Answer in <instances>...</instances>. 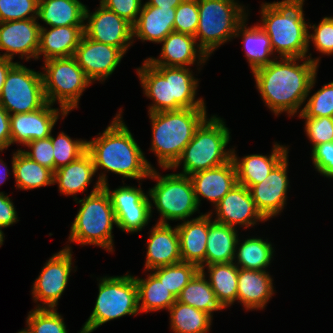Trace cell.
<instances>
[{
    "instance_id": "6da1fadb",
    "label": "cell",
    "mask_w": 333,
    "mask_h": 333,
    "mask_svg": "<svg viewBox=\"0 0 333 333\" xmlns=\"http://www.w3.org/2000/svg\"><path fill=\"white\" fill-rule=\"evenodd\" d=\"M304 59L300 65L296 62ZM318 63L311 54L307 59L280 58L252 72L262 99L275 115L296 114L316 82Z\"/></svg>"
},
{
    "instance_id": "7a4b0ae2",
    "label": "cell",
    "mask_w": 333,
    "mask_h": 333,
    "mask_svg": "<svg viewBox=\"0 0 333 333\" xmlns=\"http://www.w3.org/2000/svg\"><path fill=\"white\" fill-rule=\"evenodd\" d=\"M121 113L116 114L100 137L87 141V152L92 157L96 172L102 168L123 178L142 180L149 177L153 167L122 121Z\"/></svg>"
},
{
    "instance_id": "3957f363",
    "label": "cell",
    "mask_w": 333,
    "mask_h": 333,
    "mask_svg": "<svg viewBox=\"0 0 333 333\" xmlns=\"http://www.w3.org/2000/svg\"><path fill=\"white\" fill-rule=\"evenodd\" d=\"M187 67L152 66L144 60L137 73L144 93L154 102L148 113L206 108L202 98L196 99L198 79Z\"/></svg>"
},
{
    "instance_id": "277c9868",
    "label": "cell",
    "mask_w": 333,
    "mask_h": 333,
    "mask_svg": "<svg viewBox=\"0 0 333 333\" xmlns=\"http://www.w3.org/2000/svg\"><path fill=\"white\" fill-rule=\"evenodd\" d=\"M304 0L264 3L261 28L268 34L273 52L281 58H307L309 28L303 13Z\"/></svg>"
},
{
    "instance_id": "5b68a950",
    "label": "cell",
    "mask_w": 333,
    "mask_h": 333,
    "mask_svg": "<svg viewBox=\"0 0 333 333\" xmlns=\"http://www.w3.org/2000/svg\"><path fill=\"white\" fill-rule=\"evenodd\" d=\"M149 117L152 124L150 150L156 154L160 167L171 169L207 113L206 108H183L149 113Z\"/></svg>"
},
{
    "instance_id": "8992f818",
    "label": "cell",
    "mask_w": 333,
    "mask_h": 333,
    "mask_svg": "<svg viewBox=\"0 0 333 333\" xmlns=\"http://www.w3.org/2000/svg\"><path fill=\"white\" fill-rule=\"evenodd\" d=\"M105 183L107 177L102 173L90 195L77 201L81 207L71 225L69 241L97 245L112 252V229L117 222L109 194L103 188Z\"/></svg>"
},
{
    "instance_id": "52a82bcc",
    "label": "cell",
    "mask_w": 333,
    "mask_h": 333,
    "mask_svg": "<svg viewBox=\"0 0 333 333\" xmlns=\"http://www.w3.org/2000/svg\"><path fill=\"white\" fill-rule=\"evenodd\" d=\"M224 123L215 115L210 119L206 118L171 168L175 169L183 162V170L178 174L190 176L229 162L232 159V150H225V147L231 136Z\"/></svg>"
},
{
    "instance_id": "ba28073f",
    "label": "cell",
    "mask_w": 333,
    "mask_h": 333,
    "mask_svg": "<svg viewBox=\"0 0 333 333\" xmlns=\"http://www.w3.org/2000/svg\"><path fill=\"white\" fill-rule=\"evenodd\" d=\"M99 281L95 307L80 333H91L110 320L125 315H137L140 312L134 276H105Z\"/></svg>"
},
{
    "instance_id": "9c48e42d",
    "label": "cell",
    "mask_w": 333,
    "mask_h": 333,
    "mask_svg": "<svg viewBox=\"0 0 333 333\" xmlns=\"http://www.w3.org/2000/svg\"><path fill=\"white\" fill-rule=\"evenodd\" d=\"M235 0H198L199 22L195 39L209 56L235 37L238 25L247 17Z\"/></svg>"
},
{
    "instance_id": "30bf717a",
    "label": "cell",
    "mask_w": 333,
    "mask_h": 333,
    "mask_svg": "<svg viewBox=\"0 0 333 333\" xmlns=\"http://www.w3.org/2000/svg\"><path fill=\"white\" fill-rule=\"evenodd\" d=\"M44 64L42 78L46 101L50 104L57 101L68 113L78 108L80 96L92 82L75 57L51 58Z\"/></svg>"
},
{
    "instance_id": "8fae6325",
    "label": "cell",
    "mask_w": 333,
    "mask_h": 333,
    "mask_svg": "<svg viewBox=\"0 0 333 333\" xmlns=\"http://www.w3.org/2000/svg\"><path fill=\"white\" fill-rule=\"evenodd\" d=\"M149 178L157 183L148 195L161 215L157 223L168 224L167 220H184L198 211L193 185L189 176L172 173L161 176L151 169Z\"/></svg>"
},
{
    "instance_id": "7c38bea8",
    "label": "cell",
    "mask_w": 333,
    "mask_h": 333,
    "mask_svg": "<svg viewBox=\"0 0 333 333\" xmlns=\"http://www.w3.org/2000/svg\"><path fill=\"white\" fill-rule=\"evenodd\" d=\"M46 103L42 73L17 62L7 74L0 105L13 115L34 112Z\"/></svg>"
},
{
    "instance_id": "4fadbf2b",
    "label": "cell",
    "mask_w": 333,
    "mask_h": 333,
    "mask_svg": "<svg viewBox=\"0 0 333 333\" xmlns=\"http://www.w3.org/2000/svg\"><path fill=\"white\" fill-rule=\"evenodd\" d=\"M71 247L67 246L54 254L44 265L40 275L33 283L32 296L34 301H41L45 306L36 308L55 309L67 286L73 268Z\"/></svg>"
},
{
    "instance_id": "5bb4252c",
    "label": "cell",
    "mask_w": 333,
    "mask_h": 333,
    "mask_svg": "<svg viewBox=\"0 0 333 333\" xmlns=\"http://www.w3.org/2000/svg\"><path fill=\"white\" fill-rule=\"evenodd\" d=\"M85 9L84 34L99 43H105L120 48L124 53L133 43V25L100 3L93 12Z\"/></svg>"
},
{
    "instance_id": "9a60e30c",
    "label": "cell",
    "mask_w": 333,
    "mask_h": 333,
    "mask_svg": "<svg viewBox=\"0 0 333 333\" xmlns=\"http://www.w3.org/2000/svg\"><path fill=\"white\" fill-rule=\"evenodd\" d=\"M124 54L120 48L96 42L83 34L74 57L88 79L93 82L104 81L110 76Z\"/></svg>"
},
{
    "instance_id": "2e32d148",
    "label": "cell",
    "mask_w": 333,
    "mask_h": 333,
    "mask_svg": "<svg viewBox=\"0 0 333 333\" xmlns=\"http://www.w3.org/2000/svg\"><path fill=\"white\" fill-rule=\"evenodd\" d=\"M51 106L53 104L47 102L34 112L10 115L11 144L26 146L31 141L50 137L60 112L63 118L68 114L62 107L58 109Z\"/></svg>"
},
{
    "instance_id": "e0dca14e",
    "label": "cell",
    "mask_w": 333,
    "mask_h": 333,
    "mask_svg": "<svg viewBox=\"0 0 333 333\" xmlns=\"http://www.w3.org/2000/svg\"><path fill=\"white\" fill-rule=\"evenodd\" d=\"M287 166L288 154L261 183L255 184L249 189L257 210L266 220L281 213L286 204L289 186Z\"/></svg>"
},
{
    "instance_id": "ac0fdd59",
    "label": "cell",
    "mask_w": 333,
    "mask_h": 333,
    "mask_svg": "<svg viewBox=\"0 0 333 333\" xmlns=\"http://www.w3.org/2000/svg\"><path fill=\"white\" fill-rule=\"evenodd\" d=\"M37 18L0 22V50L6 53L2 58L14 59L20 54L21 59H37L39 48L40 24Z\"/></svg>"
},
{
    "instance_id": "d6986e66",
    "label": "cell",
    "mask_w": 333,
    "mask_h": 333,
    "mask_svg": "<svg viewBox=\"0 0 333 333\" xmlns=\"http://www.w3.org/2000/svg\"><path fill=\"white\" fill-rule=\"evenodd\" d=\"M215 221L231 227L237 225L245 228L258 221H267L257 210L250 190L237 183L215 206Z\"/></svg>"
},
{
    "instance_id": "ffe728a7",
    "label": "cell",
    "mask_w": 333,
    "mask_h": 333,
    "mask_svg": "<svg viewBox=\"0 0 333 333\" xmlns=\"http://www.w3.org/2000/svg\"><path fill=\"white\" fill-rule=\"evenodd\" d=\"M196 41L192 35L172 32L161 41L163 45L159 59L150 57L146 61L152 66L187 67L193 65L198 57V64L201 65L210 56L197 45Z\"/></svg>"
},
{
    "instance_id": "44dd1931",
    "label": "cell",
    "mask_w": 333,
    "mask_h": 333,
    "mask_svg": "<svg viewBox=\"0 0 333 333\" xmlns=\"http://www.w3.org/2000/svg\"><path fill=\"white\" fill-rule=\"evenodd\" d=\"M147 242L145 270L182 262L177 227L156 223L150 231Z\"/></svg>"
},
{
    "instance_id": "7402d4cb",
    "label": "cell",
    "mask_w": 333,
    "mask_h": 333,
    "mask_svg": "<svg viewBox=\"0 0 333 333\" xmlns=\"http://www.w3.org/2000/svg\"><path fill=\"white\" fill-rule=\"evenodd\" d=\"M189 177L198 205L202 196L216 206L237 184L236 169L232 159L223 165L196 172Z\"/></svg>"
},
{
    "instance_id": "603a6c76",
    "label": "cell",
    "mask_w": 333,
    "mask_h": 333,
    "mask_svg": "<svg viewBox=\"0 0 333 333\" xmlns=\"http://www.w3.org/2000/svg\"><path fill=\"white\" fill-rule=\"evenodd\" d=\"M270 156L252 154L242 159L236 156L232 148V161L235 165L237 183L250 189L253 185L261 183L272 169L288 154V148L274 143ZM241 159V160H240Z\"/></svg>"
},
{
    "instance_id": "cb8c5ba5",
    "label": "cell",
    "mask_w": 333,
    "mask_h": 333,
    "mask_svg": "<svg viewBox=\"0 0 333 333\" xmlns=\"http://www.w3.org/2000/svg\"><path fill=\"white\" fill-rule=\"evenodd\" d=\"M182 262L193 263L205 270L206 242L209 232V213L177 225Z\"/></svg>"
},
{
    "instance_id": "d4e9b609",
    "label": "cell",
    "mask_w": 333,
    "mask_h": 333,
    "mask_svg": "<svg viewBox=\"0 0 333 333\" xmlns=\"http://www.w3.org/2000/svg\"><path fill=\"white\" fill-rule=\"evenodd\" d=\"M83 34L84 26H59L50 30L40 26L37 59L40 55L44 61L74 56Z\"/></svg>"
},
{
    "instance_id": "484cf974",
    "label": "cell",
    "mask_w": 333,
    "mask_h": 333,
    "mask_svg": "<svg viewBox=\"0 0 333 333\" xmlns=\"http://www.w3.org/2000/svg\"><path fill=\"white\" fill-rule=\"evenodd\" d=\"M268 273L239 268L237 300L246 310L265 308L274 294L273 280Z\"/></svg>"
},
{
    "instance_id": "4316f807",
    "label": "cell",
    "mask_w": 333,
    "mask_h": 333,
    "mask_svg": "<svg viewBox=\"0 0 333 333\" xmlns=\"http://www.w3.org/2000/svg\"><path fill=\"white\" fill-rule=\"evenodd\" d=\"M176 8H161L143 4L137 22L133 25V36L142 41L161 43L174 32Z\"/></svg>"
},
{
    "instance_id": "83f0119b",
    "label": "cell",
    "mask_w": 333,
    "mask_h": 333,
    "mask_svg": "<svg viewBox=\"0 0 333 333\" xmlns=\"http://www.w3.org/2000/svg\"><path fill=\"white\" fill-rule=\"evenodd\" d=\"M209 213V232L206 242L205 266L234 262L238 234L235 227L211 221Z\"/></svg>"
},
{
    "instance_id": "f1b7e54d",
    "label": "cell",
    "mask_w": 333,
    "mask_h": 333,
    "mask_svg": "<svg viewBox=\"0 0 333 333\" xmlns=\"http://www.w3.org/2000/svg\"><path fill=\"white\" fill-rule=\"evenodd\" d=\"M96 171L91 155L86 151L75 161L54 171L53 183L61 194L76 195L87 190Z\"/></svg>"
},
{
    "instance_id": "f546056e",
    "label": "cell",
    "mask_w": 333,
    "mask_h": 333,
    "mask_svg": "<svg viewBox=\"0 0 333 333\" xmlns=\"http://www.w3.org/2000/svg\"><path fill=\"white\" fill-rule=\"evenodd\" d=\"M85 9L79 0H39L37 18L50 27L84 26Z\"/></svg>"
},
{
    "instance_id": "4dcf8cb0",
    "label": "cell",
    "mask_w": 333,
    "mask_h": 333,
    "mask_svg": "<svg viewBox=\"0 0 333 333\" xmlns=\"http://www.w3.org/2000/svg\"><path fill=\"white\" fill-rule=\"evenodd\" d=\"M246 19L238 25L235 37H238L240 34L243 37L245 56L253 72L274 61L269 58L270 55H273V48L268 34L261 26L257 24L247 28Z\"/></svg>"
},
{
    "instance_id": "1f68e13d",
    "label": "cell",
    "mask_w": 333,
    "mask_h": 333,
    "mask_svg": "<svg viewBox=\"0 0 333 333\" xmlns=\"http://www.w3.org/2000/svg\"><path fill=\"white\" fill-rule=\"evenodd\" d=\"M12 158V172L18 189L31 190L54 184V172L31 160L21 149Z\"/></svg>"
},
{
    "instance_id": "d6a6232c",
    "label": "cell",
    "mask_w": 333,
    "mask_h": 333,
    "mask_svg": "<svg viewBox=\"0 0 333 333\" xmlns=\"http://www.w3.org/2000/svg\"><path fill=\"white\" fill-rule=\"evenodd\" d=\"M209 273V283L217 301L227 308L237 300L239 267L230 263L206 265Z\"/></svg>"
},
{
    "instance_id": "836d02e7",
    "label": "cell",
    "mask_w": 333,
    "mask_h": 333,
    "mask_svg": "<svg viewBox=\"0 0 333 333\" xmlns=\"http://www.w3.org/2000/svg\"><path fill=\"white\" fill-rule=\"evenodd\" d=\"M151 273L152 274H148L146 279L135 277L140 313H148L161 309L169 310L177 300V298L167 290L166 286L158 280L153 272Z\"/></svg>"
},
{
    "instance_id": "e575fe53",
    "label": "cell",
    "mask_w": 333,
    "mask_h": 333,
    "mask_svg": "<svg viewBox=\"0 0 333 333\" xmlns=\"http://www.w3.org/2000/svg\"><path fill=\"white\" fill-rule=\"evenodd\" d=\"M205 276V271L199 270L182 289L180 295L177 297V301L205 311L213 316V311L223 310L224 308L217 301L215 293Z\"/></svg>"
},
{
    "instance_id": "d590c367",
    "label": "cell",
    "mask_w": 333,
    "mask_h": 333,
    "mask_svg": "<svg viewBox=\"0 0 333 333\" xmlns=\"http://www.w3.org/2000/svg\"><path fill=\"white\" fill-rule=\"evenodd\" d=\"M170 313V326L175 333H208L212 316L205 311L179 301L168 310Z\"/></svg>"
},
{
    "instance_id": "8d00e7d4",
    "label": "cell",
    "mask_w": 333,
    "mask_h": 333,
    "mask_svg": "<svg viewBox=\"0 0 333 333\" xmlns=\"http://www.w3.org/2000/svg\"><path fill=\"white\" fill-rule=\"evenodd\" d=\"M238 238L234 259L237 258L239 268L266 271V267L270 265L273 256V247L267 240L261 238H248L243 243H239ZM241 244V245H239ZM239 245V246H238ZM238 249V250H237Z\"/></svg>"
},
{
    "instance_id": "74e56055",
    "label": "cell",
    "mask_w": 333,
    "mask_h": 333,
    "mask_svg": "<svg viewBox=\"0 0 333 333\" xmlns=\"http://www.w3.org/2000/svg\"><path fill=\"white\" fill-rule=\"evenodd\" d=\"M199 270L193 263L180 262L152 269V272L154 271L153 274L158 280L177 298Z\"/></svg>"
},
{
    "instance_id": "f35d334b",
    "label": "cell",
    "mask_w": 333,
    "mask_h": 333,
    "mask_svg": "<svg viewBox=\"0 0 333 333\" xmlns=\"http://www.w3.org/2000/svg\"><path fill=\"white\" fill-rule=\"evenodd\" d=\"M30 333H68L62 316L55 309L35 308L27 316Z\"/></svg>"
},
{
    "instance_id": "ab89813d",
    "label": "cell",
    "mask_w": 333,
    "mask_h": 333,
    "mask_svg": "<svg viewBox=\"0 0 333 333\" xmlns=\"http://www.w3.org/2000/svg\"><path fill=\"white\" fill-rule=\"evenodd\" d=\"M50 138L53 145L54 171L75 161L87 151V141L72 140L63 132L57 138L51 133Z\"/></svg>"
},
{
    "instance_id": "60d3db41",
    "label": "cell",
    "mask_w": 333,
    "mask_h": 333,
    "mask_svg": "<svg viewBox=\"0 0 333 333\" xmlns=\"http://www.w3.org/2000/svg\"><path fill=\"white\" fill-rule=\"evenodd\" d=\"M151 203L147 195L137 206L122 209L116 215V227L129 233L141 231L152 216Z\"/></svg>"
},
{
    "instance_id": "b9f144b4",
    "label": "cell",
    "mask_w": 333,
    "mask_h": 333,
    "mask_svg": "<svg viewBox=\"0 0 333 333\" xmlns=\"http://www.w3.org/2000/svg\"><path fill=\"white\" fill-rule=\"evenodd\" d=\"M333 117V82L324 84L300 110L298 117Z\"/></svg>"
},
{
    "instance_id": "7bdbcfd3",
    "label": "cell",
    "mask_w": 333,
    "mask_h": 333,
    "mask_svg": "<svg viewBox=\"0 0 333 333\" xmlns=\"http://www.w3.org/2000/svg\"><path fill=\"white\" fill-rule=\"evenodd\" d=\"M39 0H0V22L37 18Z\"/></svg>"
},
{
    "instance_id": "ee69618b",
    "label": "cell",
    "mask_w": 333,
    "mask_h": 333,
    "mask_svg": "<svg viewBox=\"0 0 333 333\" xmlns=\"http://www.w3.org/2000/svg\"><path fill=\"white\" fill-rule=\"evenodd\" d=\"M198 22V0H183L176 7L174 32L195 36Z\"/></svg>"
},
{
    "instance_id": "f6af8a7d",
    "label": "cell",
    "mask_w": 333,
    "mask_h": 333,
    "mask_svg": "<svg viewBox=\"0 0 333 333\" xmlns=\"http://www.w3.org/2000/svg\"><path fill=\"white\" fill-rule=\"evenodd\" d=\"M103 188L109 194L115 216L124 208L137 206L147 196L141 187L121 186L110 192L107 182Z\"/></svg>"
},
{
    "instance_id": "bcb514c9",
    "label": "cell",
    "mask_w": 333,
    "mask_h": 333,
    "mask_svg": "<svg viewBox=\"0 0 333 333\" xmlns=\"http://www.w3.org/2000/svg\"><path fill=\"white\" fill-rule=\"evenodd\" d=\"M306 120L305 132L312 146L333 142V117H301Z\"/></svg>"
},
{
    "instance_id": "7dc6e473",
    "label": "cell",
    "mask_w": 333,
    "mask_h": 333,
    "mask_svg": "<svg viewBox=\"0 0 333 333\" xmlns=\"http://www.w3.org/2000/svg\"><path fill=\"white\" fill-rule=\"evenodd\" d=\"M308 28L314 29V34L308 33V42L313 41L317 51L322 54H333V17H324L320 23Z\"/></svg>"
},
{
    "instance_id": "c3c4849f",
    "label": "cell",
    "mask_w": 333,
    "mask_h": 333,
    "mask_svg": "<svg viewBox=\"0 0 333 333\" xmlns=\"http://www.w3.org/2000/svg\"><path fill=\"white\" fill-rule=\"evenodd\" d=\"M26 147L32 150L23 151L31 160L54 172L53 145L50 137L29 142Z\"/></svg>"
},
{
    "instance_id": "681fc988",
    "label": "cell",
    "mask_w": 333,
    "mask_h": 333,
    "mask_svg": "<svg viewBox=\"0 0 333 333\" xmlns=\"http://www.w3.org/2000/svg\"><path fill=\"white\" fill-rule=\"evenodd\" d=\"M107 9L134 25L142 9L141 0H100Z\"/></svg>"
},
{
    "instance_id": "f907efd6",
    "label": "cell",
    "mask_w": 333,
    "mask_h": 333,
    "mask_svg": "<svg viewBox=\"0 0 333 333\" xmlns=\"http://www.w3.org/2000/svg\"><path fill=\"white\" fill-rule=\"evenodd\" d=\"M312 160L315 169L328 178H333V142L312 147Z\"/></svg>"
},
{
    "instance_id": "816d5d0a",
    "label": "cell",
    "mask_w": 333,
    "mask_h": 333,
    "mask_svg": "<svg viewBox=\"0 0 333 333\" xmlns=\"http://www.w3.org/2000/svg\"><path fill=\"white\" fill-rule=\"evenodd\" d=\"M12 200L0 192V227L7 228L19 221Z\"/></svg>"
},
{
    "instance_id": "f5cc1de1",
    "label": "cell",
    "mask_w": 333,
    "mask_h": 333,
    "mask_svg": "<svg viewBox=\"0 0 333 333\" xmlns=\"http://www.w3.org/2000/svg\"><path fill=\"white\" fill-rule=\"evenodd\" d=\"M11 145L10 114L0 105V150Z\"/></svg>"
},
{
    "instance_id": "db71d44e",
    "label": "cell",
    "mask_w": 333,
    "mask_h": 333,
    "mask_svg": "<svg viewBox=\"0 0 333 333\" xmlns=\"http://www.w3.org/2000/svg\"><path fill=\"white\" fill-rule=\"evenodd\" d=\"M17 62H12V59L9 58H2L0 57V95L6 80L7 74L10 69L16 64Z\"/></svg>"
},
{
    "instance_id": "11a10c76",
    "label": "cell",
    "mask_w": 333,
    "mask_h": 333,
    "mask_svg": "<svg viewBox=\"0 0 333 333\" xmlns=\"http://www.w3.org/2000/svg\"><path fill=\"white\" fill-rule=\"evenodd\" d=\"M183 0H148L147 5L161 8H176Z\"/></svg>"
},
{
    "instance_id": "9f6ffc18",
    "label": "cell",
    "mask_w": 333,
    "mask_h": 333,
    "mask_svg": "<svg viewBox=\"0 0 333 333\" xmlns=\"http://www.w3.org/2000/svg\"><path fill=\"white\" fill-rule=\"evenodd\" d=\"M1 151V150H0ZM0 159V184L4 183L8 174V169L5 163ZM3 168V169H2ZM3 170V171H2Z\"/></svg>"
},
{
    "instance_id": "6f0895ef",
    "label": "cell",
    "mask_w": 333,
    "mask_h": 333,
    "mask_svg": "<svg viewBox=\"0 0 333 333\" xmlns=\"http://www.w3.org/2000/svg\"><path fill=\"white\" fill-rule=\"evenodd\" d=\"M4 234H3V231H2V228L0 227V246L3 244V239H4Z\"/></svg>"
},
{
    "instance_id": "680465c9",
    "label": "cell",
    "mask_w": 333,
    "mask_h": 333,
    "mask_svg": "<svg viewBox=\"0 0 333 333\" xmlns=\"http://www.w3.org/2000/svg\"><path fill=\"white\" fill-rule=\"evenodd\" d=\"M18 333H30L27 329H23L21 331H19Z\"/></svg>"
}]
</instances>
